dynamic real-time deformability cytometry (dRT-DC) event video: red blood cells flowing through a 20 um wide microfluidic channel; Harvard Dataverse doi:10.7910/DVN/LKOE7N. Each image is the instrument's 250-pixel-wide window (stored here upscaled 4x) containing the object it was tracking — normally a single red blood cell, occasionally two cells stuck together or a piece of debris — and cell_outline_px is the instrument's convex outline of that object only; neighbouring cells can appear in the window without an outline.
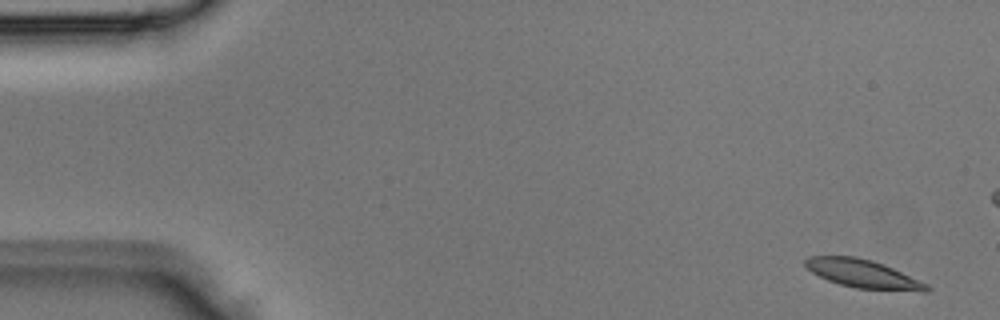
{"species": "Egyptian fruit bat (a non-hibernating species)", "species_latin": "Rousettus aegyptiacus", "temperature_condition": "room temperature", "stored_images_in_passage": 5, "camera_frame_rate_fps": 3000, "um_per_image_px": 0.085, "animal": {"sex": "male"}, "frame": {"image": 1, "passage_image": 1, "time_ms": 0.0, "image_size_px": [1000, 320], "cell_outline_px": [[932, 288], [928, 292], [920, 292], [856, 288], [840, 284], [828, 280], [812, 272], [804, 264], [804, 260], [808, 256], [856, 256], [872, 260], [892, 268], [928, 284]], "centroid_in_image_um": [73.38, 23.28], "position_along_channel_um": 11.6, "area_um2": 20.0}}